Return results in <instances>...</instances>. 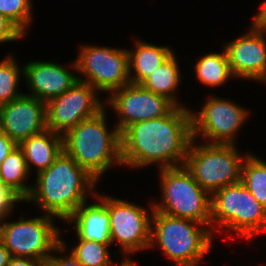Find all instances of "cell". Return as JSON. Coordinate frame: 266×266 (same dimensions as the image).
<instances>
[{"instance_id":"1","label":"cell","mask_w":266,"mask_h":266,"mask_svg":"<svg viewBox=\"0 0 266 266\" xmlns=\"http://www.w3.org/2000/svg\"><path fill=\"white\" fill-rule=\"evenodd\" d=\"M192 111L175 106L166 116L138 122L121 133L122 164L161 168L184 166L192 135Z\"/></svg>"},{"instance_id":"2","label":"cell","mask_w":266,"mask_h":266,"mask_svg":"<svg viewBox=\"0 0 266 266\" xmlns=\"http://www.w3.org/2000/svg\"><path fill=\"white\" fill-rule=\"evenodd\" d=\"M97 180L64 151L47 169L37 173L36 185L24 200L36 202L46 214L66 220L93 194Z\"/></svg>"},{"instance_id":"3","label":"cell","mask_w":266,"mask_h":266,"mask_svg":"<svg viewBox=\"0 0 266 266\" xmlns=\"http://www.w3.org/2000/svg\"><path fill=\"white\" fill-rule=\"evenodd\" d=\"M104 109L82 120L63 137V151L97 181L113 164L122 165L121 133L109 132Z\"/></svg>"},{"instance_id":"4","label":"cell","mask_w":266,"mask_h":266,"mask_svg":"<svg viewBox=\"0 0 266 266\" xmlns=\"http://www.w3.org/2000/svg\"><path fill=\"white\" fill-rule=\"evenodd\" d=\"M150 208L152 215L149 248L156 242L178 266H197L211 249L214 232L211 229L198 228L197 224H204L197 221L158 212L153 209V202Z\"/></svg>"},{"instance_id":"5","label":"cell","mask_w":266,"mask_h":266,"mask_svg":"<svg viewBox=\"0 0 266 266\" xmlns=\"http://www.w3.org/2000/svg\"><path fill=\"white\" fill-rule=\"evenodd\" d=\"M162 204L153 209L165 215L187 218L211 228V195L193 178L185 166L161 168Z\"/></svg>"},{"instance_id":"6","label":"cell","mask_w":266,"mask_h":266,"mask_svg":"<svg viewBox=\"0 0 266 266\" xmlns=\"http://www.w3.org/2000/svg\"><path fill=\"white\" fill-rule=\"evenodd\" d=\"M190 142L184 166L195 181L210 195L217 190L241 182L245 157L232 144H194Z\"/></svg>"},{"instance_id":"7","label":"cell","mask_w":266,"mask_h":266,"mask_svg":"<svg viewBox=\"0 0 266 266\" xmlns=\"http://www.w3.org/2000/svg\"><path fill=\"white\" fill-rule=\"evenodd\" d=\"M215 222L250 239L266 229V208L241 182L227 185L211 195L213 228Z\"/></svg>"},{"instance_id":"8","label":"cell","mask_w":266,"mask_h":266,"mask_svg":"<svg viewBox=\"0 0 266 266\" xmlns=\"http://www.w3.org/2000/svg\"><path fill=\"white\" fill-rule=\"evenodd\" d=\"M54 216H44L15 222L0 220V240L11 256L28 257L40 261L49 258L51 251L64 252L66 244L60 231L52 223Z\"/></svg>"},{"instance_id":"9","label":"cell","mask_w":266,"mask_h":266,"mask_svg":"<svg viewBox=\"0 0 266 266\" xmlns=\"http://www.w3.org/2000/svg\"><path fill=\"white\" fill-rule=\"evenodd\" d=\"M79 56L71 66L85 75L78 81L98 91H115L130 83L128 53L126 49L87 46L81 48Z\"/></svg>"},{"instance_id":"10","label":"cell","mask_w":266,"mask_h":266,"mask_svg":"<svg viewBox=\"0 0 266 266\" xmlns=\"http://www.w3.org/2000/svg\"><path fill=\"white\" fill-rule=\"evenodd\" d=\"M96 89L77 81L60 96L46 103L47 129L64 135L82 120L91 118L105 107L96 96Z\"/></svg>"},{"instance_id":"11","label":"cell","mask_w":266,"mask_h":266,"mask_svg":"<svg viewBox=\"0 0 266 266\" xmlns=\"http://www.w3.org/2000/svg\"><path fill=\"white\" fill-rule=\"evenodd\" d=\"M106 207L111 244L119 243L125 254L149 248L151 217L145 208L108 196Z\"/></svg>"},{"instance_id":"12","label":"cell","mask_w":266,"mask_h":266,"mask_svg":"<svg viewBox=\"0 0 266 266\" xmlns=\"http://www.w3.org/2000/svg\"><path fill=\"white\" fill-rule=\"evenodd\" d=\"M113 92L106 103L121 117L115 125L120 133L132 124L166 116L175 107L166 97L141 84L129 83Z\"/></svg>"},{"instance_id":"13","label":"cell","mask_w":266,"mask_h":266,"mask_svg":"<svg viewBox=\"0 0 266 266\" xmlns=\"http://www.w3.org/2000/svg\"><path fill=\"white\" fill-rule=\"evenodd\" d=\"M202 110L191 114L192 135L198 133L211 140L210 144H232L235 133L241 128L248 116V111L223 98H208ZM214 140V141H213Z\"/></svg>"},{"instance_id":"14","label":"cell","mask_w":266,"mask_h":266,"mask_svg":"<svg viewBox=\"0 0 266 266\" xmlns=\"http://www.w3.org/2000/svg\"><path fill=\"white\" fill-rule=\"evenodd\" d=\"M0 130L17 145L47 130L46 103L23 94L0 106Z\"/></svg>"},{"instance_id":"15","label":"cell","mask_w":266,"mask_h":266,"mask_svg":"<svg viewBox=\"0 0 266 266\" xmlns=\"http://www.w3.org/2000/svg\"><path fill=\"white\" fill-rule=\"evenodd\" d=\"M264 32L250 29L224 47L235 77L266 82V40Z\"/></svg>"},{"instance_id":"16","label":"cell","mask_w":266,"mask_h":266,"mask_svg":"<svg viewBox=\"0 0 266 266\" xmlns=\"http://www.w3.org/2000/svg\"><path fill=\"white\" fill-rule=\"evenodd\" d=\"M22 69L32 93L29 96L45 103L60 96L78 81V76L54 62L34 61Z\"/></svg>"},{"instance_id":"17","label":"cell","mask_w":266,"mask_h":266,"mask_svg":"<svg viewBox=\"0 0 266 266\" xmlns=\"http://www.w3.org/2000/svg\"><path fill=\"white\" fill-rule=\"evenodd\" d=\"M98 200H100V204L87 205L86 202L82 203L66 221L71 224L75 223L78 239L111 244L106 196L99 195Z\"/></svg>"},{"instance_id":"18","label":"cell","mask_w":266,"mask_h":266,"mask_svg":"<svg viewBox=\"0 0 266 266\" xmlns=\"http://www.w3.org/2000/svg\"><path fill=\"white\" fill-rule=\"evenodd\" d=\"M24 153L28 171L34 164L37 173L47 169L63 151V137L51 130L23 140L18 145Z\"/></svg>"},{"instance_id":"19","label":"cell","mask_w":266,"mask_h":266,"mask_svg":"<svg viewBox=\"0 0 266 266\" xmlns=\"http://www.w3.org/2000/svg\"><path fill=\"white\" fill-rule=\"evenodd\" d=\"M136 49L127 50L129 63L130 83L142 84L151 73L162 65L173 51L166 46H157L137 41ZM131 70L135 72L133 75Z\"/></svg>"},{"instance_id":"20","label":"cell","mask_w":266,"mask_h":266,"mask_svg":"<svg viewBox=\"0 0 266 266\" xmlns=\"http://www.w3.org/2000/svg\"><path fill=\"white\" fill-rule=\"evenodd\" d=\"M179 70L175 53H173L141 85L155 94L166 97L175 106L182 107L173 93L178 88L179 82H181Z\"/></svg>"},{"instance_id":"21","label":"cell","mask_w":266,"mask_h":266,"mask_svg":"<svg viewBox=\"0 0 266 266\" xmlns=\"http://www.w3.org/2000/svg\"><path fill=\"white\" fill-rule=\"evenodd\" d=\"M28 172L23 150L16 146L1 164L0 180L23 201L30 195L32 189V186L23 184L29 175Z\"/></svg>"},{"instance_id":"22","label":"cell","mask_w":266,"mask_h":266,"mask_svg":"<svg viewBox=\"0 0 266 266\" xmlns=\"http://www.w3.org/2000/svg\"><path fill=\"white\" fill-rule=\"evenodd\" d=\"M194 69L197 79L212 87L222 85L230 76L234 77L225 49L221 54L210 53L203 56L194 65Z\"/></svg>"},{"instance_id":"23","label":"cell","mask_w":266,"mask_h":266,"mask_svg":"<svg viewBox=\"0 0 266 266\" xmlns=\"http://www.w3.org/2000/svg\"><path fill=\"white\" fill-rule=\"evenodd\" d=\"M241 183L266 208V162L248 154L242 164Z\"/></svg>"},{"instance_id":"24","label":"cell","mask_w":266,"mask_h":266,"mask_svg":"<svg viewBox=\"0 0 266 266\" xmlns=\"http://www.w3.org/2000/svg\"><path fill=\"white\" fill-rule=\"evenodd\" d=\"M78 240L79 244L72 248L71 254L83 266H111L114 264L107 249L111 246L110 244H103L93 240Z\"/></svg>"},{"instance_id":"25","label":"cell","mask_w":266,"mask_h":266,"mask_svg":"<svg viewBox=\"0 0 266 266\" xmlns=\"http://www.w3.org/2000/svg\"><path fill=\"white\" fill-rule=\"evenodd\" d=\"M14 60L9 55L0 62V106L23 95L16 90L21 72Z\"/></svg>"},{"instance_id":"26","label":"cell","mask_w":266,"mask_h":266,"mask_svg":"<svg viewBox=\"0 0 266 266\" xmlns=\"http://www.w3.org/2000/svg\"><path fill=\"white\" fill-rule=\"evenodd\" d=\"M31 0H0V13L24 35L31 21Z\"/></svg>"},{"instance_id":"27","label":"cell","mask_w":266,"mask_h":266,"mask_svg":"<svg viewBox=\"0 0 266 266\" xmlns=\"http://www.w3.org/2000/svg\"><path fill=\"white\" fill-rule=\"evenodd\" d=\"M18 201L23 200L0 180V220L10 214Z\"/></svg>"},{"instance_id":"28","label":"cell","mask_w":266,"mask_h":266,"mask_svg":"<svg viewBox=\"0 0 266 266\" xmlns=\"http://www.w3.org/2000/svg\"><path fill=\"white\" fill-rule=\"evenodd\" d=\"M24 34L0 13V42L17 41Z\"/></svg>"},{"instance_id":"29","label":"cell","mask_w":266,"mask_h":266,"mask_svg":"<svg viewBox=\"0 0 266 266\" xmlns=\"http://www.w3.org/2000/svg\"><path fill=\"white\" fill-rule=\"evenodd\" d=\"M45 266H83L71 253L68 257H58L50 255L45 262Z\"/></svg>"},{"instance_id":"30","label":"cell","mask_w":266,"mask_h":266,"mask_svg":"<svg viewBox=\"0 0 266 266\" xmlns=\"http://www.w3.org/2000/svg\"><path fill=\"white\" fill-rule=\"evenodd\" d=\"M18 146L2 130H0V167L7 155Z\"/></svg>"},{"instance_id":"31","label":"cell","mask_w":266,"mask_h":266,"mask_svg":"<svg viewBox=\"0 0 266 266\" xmlns=\"http://www.w3.org/2000/svg\"><path fill=\"white\" fill-rule=\"evenodd\" d=\"M252 28L261 32H266V0L262 2L257 15L254 17Z\"/></svg>"},{"instance_id":"32","label":"cell","mask_w":266,"mask_h":266,"mask_svg":"<svg viewBox=\"0 0 266 266\" xmlns=\"http://www.w3.org/2000/svg\"><path fill=\"white\" fill-rule=\"evenodd\" d=\"M7 266H45V261L28 257L11 256Z\"/></svg>"},{"instance_id":"33","label":"cell","mask_w":266,"mask_h":266,"mask_svg":"<svg viewBox=\"0 0 266 266\" xmlns=\"http://www.w3.org/2000/svg\"><path fill=\"white\" fill-rule=\"evenodd\" d=\"M10 258V253L4 246L3 242L0 240V266H7Z\"/></svg>"},{"instance_id":"34","label":"cell","mask_w":266,"mask_h":266,"mask_svg":"<svg viewBox=\"0 0 266 266\" xmlns=\"http://www.w3.org/2000/svg\"><path fill=\"white\" fill-rule=\"evenodd\" d=\"M113 266H115V265H113ZM119 266H137V265H136V263L133 260L131 261V260H129V258L127 259L125 257V260L120 262Z\"/></svg>"}]
</instances>
